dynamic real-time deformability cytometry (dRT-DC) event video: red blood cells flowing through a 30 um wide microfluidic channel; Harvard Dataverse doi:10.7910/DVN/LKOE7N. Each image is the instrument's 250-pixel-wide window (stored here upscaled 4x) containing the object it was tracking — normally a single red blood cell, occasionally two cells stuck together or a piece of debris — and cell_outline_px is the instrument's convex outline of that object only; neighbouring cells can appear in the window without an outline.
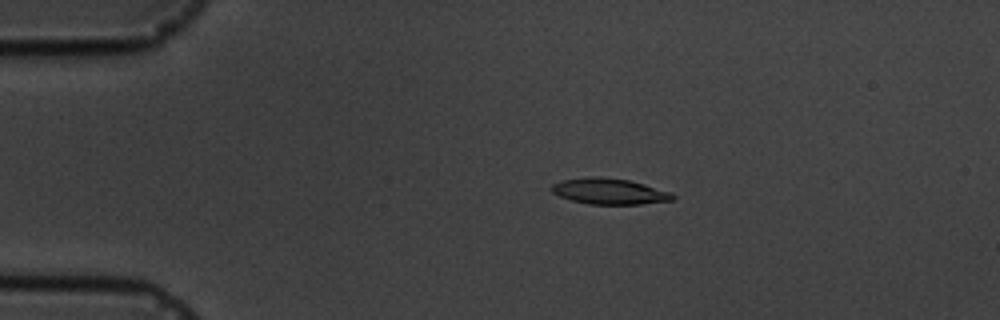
{"species": "common noctule bat (a hibernating species)", "species_latin": "Nyctalus noctula", "temperature_condition": "cold", "stored_images_in_passage": 6, "camera_frame_rate_fps": 3000, "um_per_image_px": 0.085, "animal": {"sex": "male", "body_mass_g": 19.5, "forearm_length_mm": 54.6}, "frame": {"image": 1, "passage_image": 4, "time_ms": 3.333, "image_size_px": [1000, 320], "cell_outline_px": [[676, 196], [672, 200], [640, 204], [588, 204], [572, 200], [560, 196], [552, 192], [552, 184], [560, 180], [592, 176], [628, 180], [644, 184], [672, 192]], "centroid_in_image_um": [51.8, 16.26], "position_along_channel_um": 33.2, "area_um2": 18.15}}
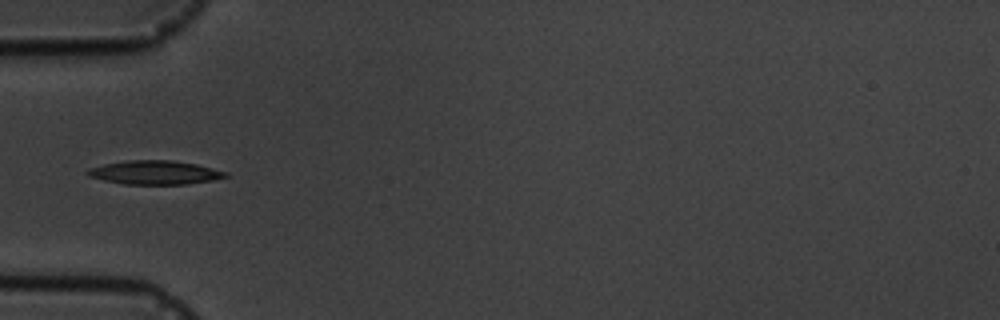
{"frame": {"image": 2, "passage_image": 6, "time_ms": 5.667, "image_size_px": [1000, 320], "cell_outline_px": [[228, 176], [212, 180], [188, 184], [124, 184], [104, 180], [88, 176], [84, 172], [88, 168], [104, 164], [128, 160], [172, 160], [196, 164], [228, 172]], "centroid_in_image_um": [13.14, 14.66], "position_along_channel_um": 71.9, "area_um2": 19.13}}